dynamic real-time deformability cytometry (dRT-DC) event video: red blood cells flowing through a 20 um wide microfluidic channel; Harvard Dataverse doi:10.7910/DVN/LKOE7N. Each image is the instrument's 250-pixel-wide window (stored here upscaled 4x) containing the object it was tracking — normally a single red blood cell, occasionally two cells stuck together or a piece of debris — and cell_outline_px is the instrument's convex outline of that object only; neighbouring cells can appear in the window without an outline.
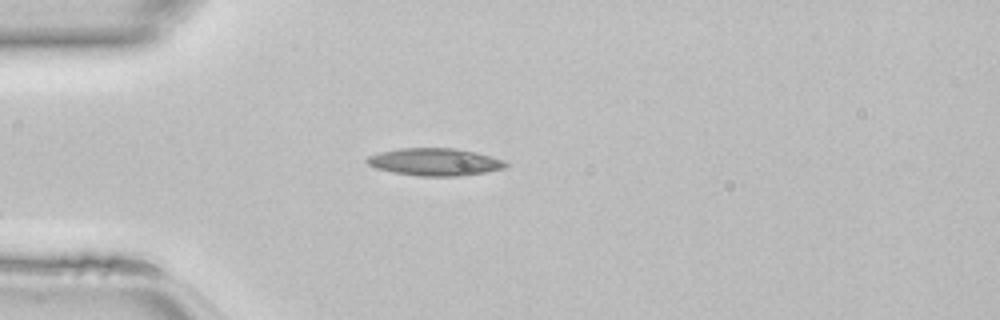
{"species": "common noctule bat (a hibernating species)", "species_latin": "Nyctalus noctula", "temperature_condition": "room temperature", "stored_images_in_passage": 11, "camera_frame_rate_fps": 3000, "um_per_image_px": 0.085, "animal": {"sex": "female", "body_mass_g": 22.7, "forearm_length_mm": 54.2}, "frame": {"image": 1, "passage_image": 1, "time_ms": 0.0, "image_size_px": [1000, 320], "cell_outline_px": [[508, 168], [464, 176], [416, 176], [392, 172], [376, 168], [368, 164], [364, 160], [368, 156], [380, 152], [400, 148], [456, 148], [476, 152], [504, 160], [508, 164]], "centroid_in_image_um": [36.98, 13.77], "position_along_channel_um": 48.0, "area_um2": 22.43}}